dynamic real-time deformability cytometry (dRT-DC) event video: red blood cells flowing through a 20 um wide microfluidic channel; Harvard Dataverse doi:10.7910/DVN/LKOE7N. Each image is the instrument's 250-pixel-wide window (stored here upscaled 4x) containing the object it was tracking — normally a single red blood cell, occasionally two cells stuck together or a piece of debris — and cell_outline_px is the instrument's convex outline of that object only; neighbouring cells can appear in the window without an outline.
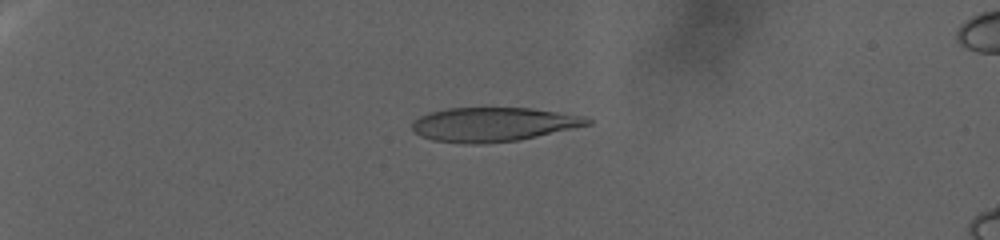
{"species": "human", "species_latin": "Homo sapiens", "temperature_condition": "warm", "stored_images_in_passage": 114, "camera_frame_rate_fps": 3000, "um_per_image_px": 0.085, "donor": {"sex": "female"}, "frame": {"image": 1, "passage_image": 40, "time_ms": 13.333, "image_size_px": [1000, 240], "cell_outline_px": [[592, 124], [536, 136], [516, 140], [480, 144], [472, 144], [432, 140], [420, 136], [412, 132], [412, 120], [428, 112], [448, 108], [532, 108], [584, 116], [592, 120]], "centroid_in_image_um": [41.88, 10.57], "position_along_channel_um": 43.1, "area_um2": 34.8}}
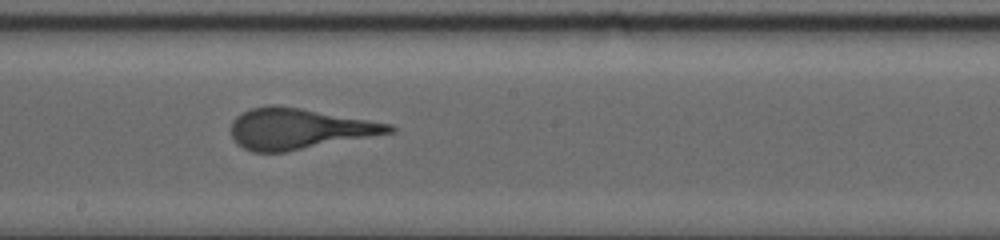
{"frame": {"image": 2, "passage_image": 70, "time_ms": 29.0, "image_size_px": [1000, 240], "cell_outline_px": [[396, 132], [284, 152], [252, 152], [236, 144], [232, 140], [232, 120], [236, 116], [248, 108], [268, 104], [276, 104], [300, 108], [392, 124], [396, 128]], "centroid_in_image_um": [25.37, 10.93], "position_along_channel_um": 222.8, "area_um2": 37.69}}
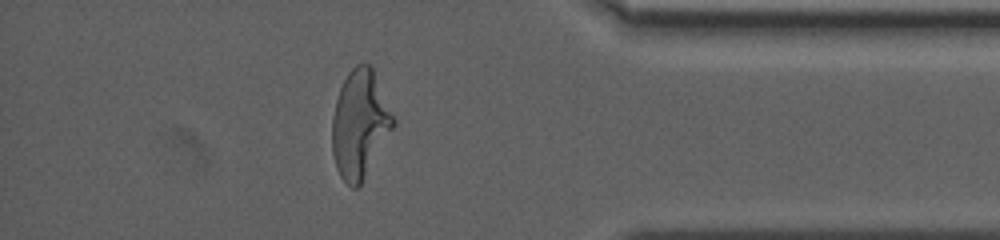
{"frame": {"image": 3, "passage_image": 95, "time_ms": 41.0, "image_size_px": [1000, 240], "cell_outline_px": [[396, 124], [360, 184], [356, 188], [352, 188], [340, 176], [336, 168], [332, 152], [332, 116], [336, 100], [340, 88], [348, 72], [356, 64], [368, 64], [372, 68], [396, 120]], "centroid_in_image_um": [30.58, 10.55], "position_along_channel_um": 404.6, "area_um2": 38.09}}